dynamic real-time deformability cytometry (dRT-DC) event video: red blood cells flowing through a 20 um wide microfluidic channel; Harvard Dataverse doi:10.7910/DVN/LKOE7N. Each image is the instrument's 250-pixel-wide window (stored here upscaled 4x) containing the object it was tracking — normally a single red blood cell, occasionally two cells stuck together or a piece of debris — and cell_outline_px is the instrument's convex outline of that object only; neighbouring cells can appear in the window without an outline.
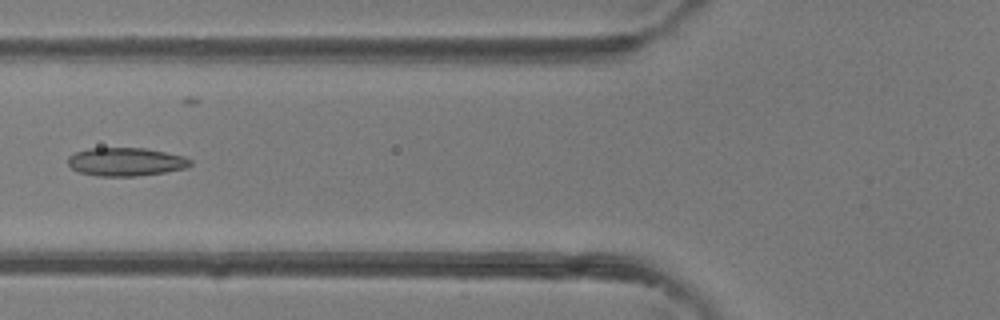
{"species": "common noctule bat (a hibernating species)", "species_latin": "Nyctalus noctula", "temperature_condition": "room temperature", "stored_images_in_passage": 5, "camera_frame_rate_fps": 3000, "um_per_image_px": 0.085, "animal": {"sex": "female"}, "frame": {"image": 1, "passage_image": 5, "time_ms": 4.667, "image_size_px": [1000, 320], "cell_outline_px": [[192, 164], [188, 168], [164, 172], [136, 176], [96, 176], [80, 172], [72, 168], [68, 164], [68, 156], [76, 152], [88, 148], [144, 148], [184, 156], [192, 160]], "centroid_in_image_um": [10.71, 13.75], "position_along_channel_um": 115.1, "area_um2": 20.23}}